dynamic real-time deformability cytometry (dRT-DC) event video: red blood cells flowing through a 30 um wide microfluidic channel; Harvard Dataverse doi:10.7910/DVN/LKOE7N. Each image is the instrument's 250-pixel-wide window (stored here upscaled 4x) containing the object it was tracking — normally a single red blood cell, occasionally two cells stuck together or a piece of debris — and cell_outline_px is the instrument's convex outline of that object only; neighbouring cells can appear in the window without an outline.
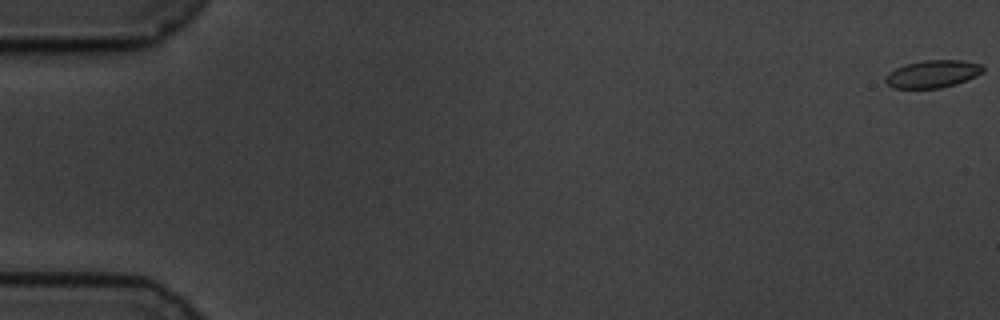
{"species": "common noctule bat (a hibernating species)", "species_latin": "Nyctalus noctula", "temperature_condition": "cold", "stored_images_in_passage": 60, "camera_frame_rate_fps": 3000, "um_per_image_px": 0.085, "animal": {"sex": "male", "body_mass_g": 19.5, "forearm_length_mm": 54.6}, "frame": {"image": 1, "passage_image": 1, "time_ms": 0.0, "image_size_px": [1000, 320], "cell_outline_px": [[984, 72], [976, 76], [956, 84], [940, 88], [892, 88], [884, 80], [884, 76], [888, 72], [904, 64], [924, 60], [960, 60], [980, 64], [984, 68]], "centroid_in_image_um": [79.25, 6.28], "position_along_channel_um": 5.8, "area_um2": 15.72}}
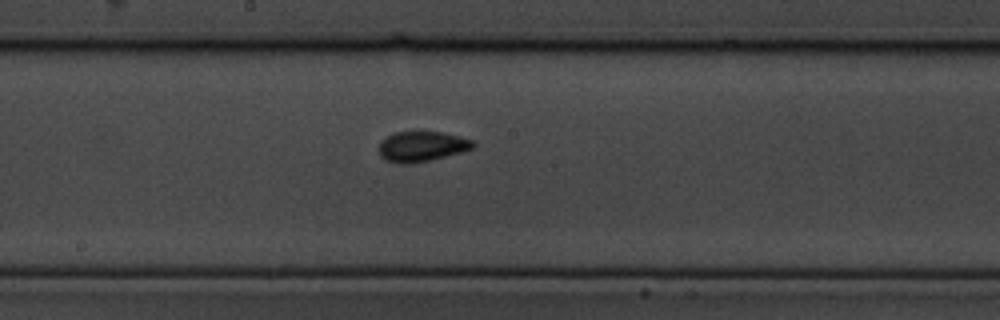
{"frame": {"image": 2, "passage_image": 33, "time_ms": 10.667, "image_size_px": [1000, 320], "cell_outline_px": [[476, 144], [472, 148], [460, 152], [412, 164], [400, 164], [384, 160], [380, 156], [380, 140], [396, 132], [444, 132], [472, 140]], "centroid_in_image_um": [35.82, 12.45], "position_along_channel_um": 212.4, "area_um2": 16.42}}
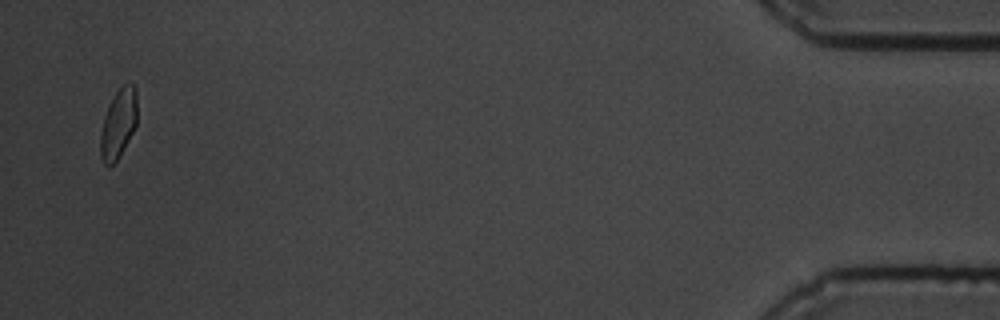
{"frame": {"image": 3, "passage_image": 59, "time_ms": 19.333, "image_size_px": [1000, 320], "cell_outline_px": [[136, 124], [132, 132], [116, 160], [108, 168], [104, 164], [100, 156], [100, 132], [104, 116], [116, 92], [124, 84], [132, 84], [136, 88]], "centroid_in_image_um": [10.04, 10.53], "position_along_channel_um": 425.2, "area_um2": 14.45}, "authors_computed_cell_mechanics": {"area_um2": 15.7216, "velocity_mm_per_s": 3.3976, "shape_relaxation_time_tau1_ms": 3.6725, "shape_relaxation_time_tau2_ms": 1.1873, "deformation_change_tau1": 0.1078, "deformation_change_tau2": 0.0555}}